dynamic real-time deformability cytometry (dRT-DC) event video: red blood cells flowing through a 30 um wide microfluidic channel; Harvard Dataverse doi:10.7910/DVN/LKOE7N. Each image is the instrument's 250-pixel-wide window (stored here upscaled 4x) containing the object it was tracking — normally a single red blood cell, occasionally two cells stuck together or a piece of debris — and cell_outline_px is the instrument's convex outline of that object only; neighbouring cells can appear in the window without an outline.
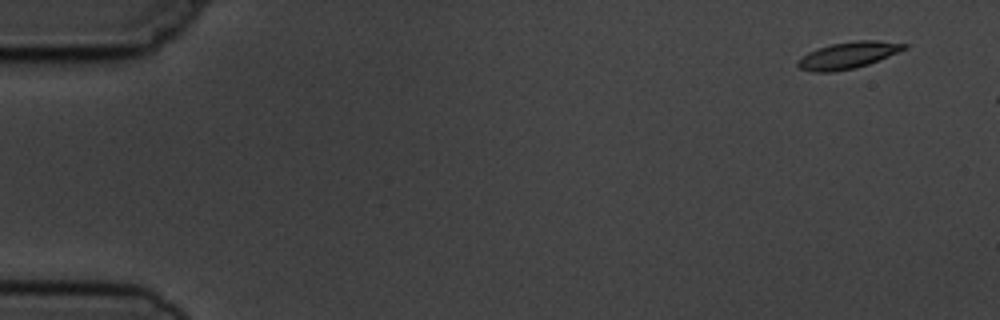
{"species": "common noctule bat (a hibernating species)", "species_latin": "Nyctalus noctula", "temperature_condition": "cold", "stored_images_in_passage": 6, "camera_frame_rate_fps": 3000, "um_per_image_px": 0.085, "animal": {"sex": "male", "body_mass_g": 19.5, "forearm_length_mm": 54.6}, "frame": {"image": 1, "passage_image": 1, "time_ms": 0.0, "image_size_px": [1000, 320], "cell_outline_px": [[908, 48], [868, 64], [856, 68], [832, 72], [812, 72], [800, 68], [796, 64], [796, 60], [808, 52], [832, 44], [856, 40], [876, 40], [908, 44]], "centroid_in_image_um": [72.07, 4.7], "position_along_channel_um": 12.9, "area_um2": 16.47}}
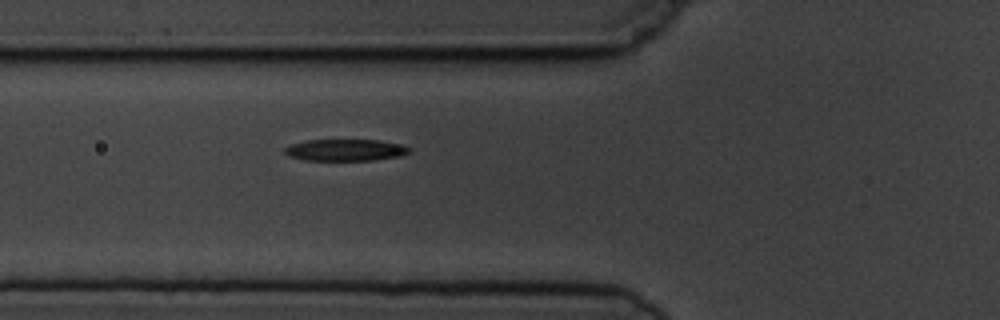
{"frame": {"image": 2, "passage_image": 6, "time_ms": 5.667, "image_size_px": [1000, 320], "cell_outline_px": [[412, 152], [400, 156], [372, 160], [304, 160], [288, 156], [284, 152], [284, 148], [292, 144], [304, 140], [380, 140], [404, 144], [412, 148]], "centroid_in_image_um": [29.41, 12.74], "position_along_channel_um": 96.4, "area_um2": 15.95}}